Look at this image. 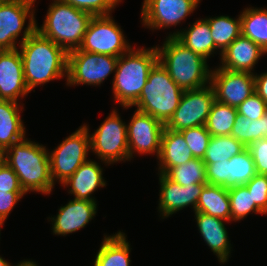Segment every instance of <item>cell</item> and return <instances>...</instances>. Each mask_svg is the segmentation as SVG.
<instances>
[{"mask_svg":"<svg viewBox=\"0 0 267 266\" xmlns=\"http://www.w3.org/2000/svg\"><path fill=\"white\" fill-rule=\"evenodd\" d=\"M162 47L156 46L159 63L183 91L210 84L211 69L207 59L191 51L175 36L166 37Z\"/></svg>","mask_w":267,"mask_h":266,"instance_id":"obj_3","label":"cell"},{"mask_svg":"<svg viewBox=\"0 0 267 266\" xmlns=\"http://www.w3.org/2000/svg\"><path fill=\"white\" fill-rule=\"evenodd\" d=\"M10 266H14V265L10 264ZM15 266H38V265L34 261L25 259L23 261H20V263H17V265H15Z\"/></svg>","mask_w":267,"mask_h":266,"instance_id":"obj_44","label":"cell"},{"mask_svg":"<svg viewBox=\"0 0 267 266\" xmlns=\"http://www.w3.org/2000/svg\"><path fill=\"white\" fill-rule=\"evenodd\" d=\"M255 77V93L267 104V72L260 75L254 73Z\"/></svg>","mask_w":267,"mask_h":266,"instance_id":"obj_42","label":"cell"},{"mask_svg":"<svg viewBox=\"0 0 267 266\" xmlns=\"http://www.w3.org/2000/svg\"><path fill=\"white\" fill-rule=\"evenodd\" d=\"M127 41L111 15H98L91 18L79 50L119 57L132 48Z\"/></svg>","mask_w":267,"mask_h":266,"instance_id":"obj_10","label":"cell"},{"mask_svg":"<svg viewBox=\"0 0 267 266\" xmlns=\"http://www.w3.org/2000/svg\"><path fill=\"white\" fill-rule=\"evenodd\" d=\"M20 103L0 100V148L7 149L24 140L26 129L21 119Z\"/></svg>","mask_w":267,"mask_h":266,"instance_id":"obj_24","label":"cell"},{"mask_svg":"<svg viewBox=\"0 0 267 266\" xmlns=\"http://www.w3.org/2000/svg\"><path fill=\"white\" fill-rule=\"evenodd\" d=\"M215 100V92L211 84L199 89L184 91L177 109L165 127L172 131H181L205 125Z\"/></svg>","mask_w":267,"mask_h":266,"instance_id":"obj_11","label":"cell"},{"mask_svg":"<svg viewBox=\"0 0 267 266\" xmlns=\"http://www.w3.org/2000/svg\"><path fill=\"white\" fill-rule=\"evenodd\" d=\"M34 2L0 0V50L17 48V39L28 19H35Z\"/></svg>","mask_w":267,"mask_h":266,"instance_id":"obj_16","label":"cell"},{"mask_svg":"<svg viewBox=\"0 0 267 266\" xmlns=\"http://www.w3.org/2000/svg\"><path fill=\"white\" fill-rule=\"evenodd\" d=\"M210 26L212 39L215 45V51L220 50V56L223 51L242 34L241 18L234 19L229 16H216L205 18Z\"/></svg>","mask_w":267,"mask_h":266,"instance_id":"obj_29","label":"cell"},{"mask_svg":"<svg viewBox=\"0 0 267 266\" xmlns=\"http://www.w3.org/2000/svg\"><path fill=\"white\" fill-rule=\"evenodd\" d=\"M27 194L26 192L0 191V227L3 226L10 212L19 200Z\"/></svg>","mask_w":267,"mask_h":266,"instance_id":"obj_41","label":"cell"},{"mask_svg":"<svg viewBox=\"0 0 267 266\" xmlns=\"http://www.w3.org/2000/svg\"><path fill=\"white\" fill-rule=\"evenodd\" d=\"M165 175L182 186L207 184L206 166L203 159L193 158L184 164L169 169Z\"/></svg>","mask_w":267,"mask_h":266,"instance_id":"obj_32","label":"cell"},{"mask_svg":"<svg viewBox=\"0 0 267 266\" xmlns=\"http://www.w3.org/2000/svg\"><path fill=\"white\" fill-rule=\"evenodd\" d=\"M242 35L267 53V9L247 7L240 13Z\"/></svg>","mask_w":267,"mask_h":266,"instance_id":"obj_28","label":"cell"},{"mask_svg":"<svg viewBox=\"0 0 267 266\" xmlns=\"http://www.w3.org/2000/svg\"><path fill=\"white\" fill-rule=\"evenodd\" d=\"M259 122L260 119L250 120L238 114L230 135L248 147L255 140L260 139Z\"/></svg>","mask_w":267,"mask_h":266,"instance_id":"obj_35","label":"cell"},{"mask_svg":"<svg viewBox=\"0 0 267 266\" xmlns=\"http://www.w3.org/2000/svg\"><path fill=\"white\" fill-rule=\"evenodd\" d=\"M36 25V19H29L18 43L29 92L38 85L67 77L68 53L52 40L43 37L36 30Z\"/></svg>","mask_w":267,"mask_h":266,"instance_id":"obj_1","label":"cell"},{"mask_svg":"<svg viewBox=\"0 0 267 266\" xmlns=\"http://www.w3.org/2000/svg\"><path fill=\"white\" fill-rule=\"evenodd\" d=\"M28 93L19 49L0 50V100L18 102Z\"/></svg>","mask_w":267,"mask_h":266,"instance_id":"obj_18","label":"cell"},{"mask_svg":"<svg viewBox=\"0 0 267 266\" xmlns=\"http://www.w3.org/2000/svg\"><path fill=\"white\" fill-rule=\"evenodd\" d=\"M160 192L158 210L164 218L177 213L183 208L192 206L196 211L199 196L206 184L182 186L170 180L165 174L159 173Z\"/></svg>","mask_w":267,"mask_h":266,"instance_id":"obj_17","label":"cell"},{"mask_svg":"<svg viewBox=\"0 0 267 266\" xmlns=\"http://www.w3.org/2000/svg\"><path fill=\"white\" fill-rule=\"evenodd\" d=\"M207 184L231 188L246 185L257 173L249 149L229 160L205 164Z\"/></svg>","mask_w":267,"mask_h":266,"instance_id":"obj_15","label":"cell"},{"mask_svg":"<svg viewBox=\"0 0 267 266\" xmlns=\"http://www.w3.org/2000/svg\"><path fill=\"white\" fill-rule=\"evenodd\" d=\"M210 84L218 102L235 108L255 93V77L249 72L216 67L211 71Z\"/></svg>","mask_w":267,"mask_h":266,"instance_id":"obj_12","label":"cell"},{"mask_svg":"<svg viewBox=\"0 0 267 266\" xmlns=\"http://www.w3.org/2000/svg\"><path fill=\"white\" fill-rule=\"evenodd\" d=\"M237 115L235 107L215 100L207 117L205 127L211 136L230 135Z\"/></svg>","mask_w":267,"mask_h":266,"instance_id":"obj_30","label":"cell"},{"mask_svg":"<svg viewBox=\"0 0 267 266\" xmlns=\"http://www.w3.org/2000/svg\"><path fill=\"white\" fill-rule=\"evenodd\" d=\"M158 62L156 47L131 48L118 57L112 81L115 102L123 108H131L145 86L150 70Z\"/></svg>","mask_w":267,"mask_h":266,"instance_id":"obj_4","label":"cell"},{"mask_svg":"<svg viewBox=\"0 0 267 266\" xmlns=\"http://www.w3.org/2000/svg\"><path fill=\"white\" fill-rule=\"evenodd\" d=\"M231 221H240L250 215L251 212L255 214L265 213L253 202V197L249 193L246 185H239L228 188Z\"/></svg>","mask_w":267,"mask_h":266,"instance_id":"obj_33","label":"cell"},{"mask_svg":"<svg viewBox=\"0 0 267 266\" xmlns=\"http://www.w3.org/2000/svg\"><path fill=\"white\" fill-rule=\"evenodd\" d=\"M237 113L250 120L260 119L267 112V104L257 93H253L237 108Z\"/></svg>","mask_w":267,"mask_h":266,"instance_id":"obj_38","label":"cell"},{"mask_svg":"<svg viewBox=\"0 0 267 266\" xmlns=\"http://www.w3.org/2000/svg\"><path fill=\"white\" fill-rule=\"evenodd\" d=\"M102 172L103 168L99 163L89 159L61 184L66 188L71 187L68 193L73 194L74 199L97 202L92 194L98 188L106 186Z\"/></svg>","mask_w":267,"mask_h":266,"instance_id":"obj_21","label":"cell"},{"mask_svg":"<svg viewBox=\"0 0 267 266\" xmlns=\"http://www.w3.org/2000/svg\"><path fill=\"white\" fill-rule=\"evenodd\" d=\"M246 147L231 135L211 136L203 161L212 164L231 159Z\"/></svg>","mask_w":267,"mask_h":266,"instance_id":"obj_31","label":"cell"},{"mask_svg":"<svg viewBox=\"0 0 267 266\" xmlns=\"http://www.w3.org/2000/svg\"><path fill=\"white\" fill-rule=\"evenodd\" d=\"M195 212L231 222L228 188L206 184L199 196Z\"/></svg>","mask_w":267,"mask_h":266,"instance_id":"obj_27","label":"cell"},{"mask_svg":"<svg viewBox=\"0 0 267 266\" xmlns=\"http://www.w3.org/2000/svg\"><path fill=\"white\" fill-rule=\"evenodd\" d=\"M165 124L149 114L139 110L134 111L131 121L127 125V140L130 160L134 152L139 154L156 153L158 158L161 137Z\"/></svg>","mask_w":267,"mask_h":266,"instance_id":"obj_13","label":"cell"},{"mask_svg":"<svg viewBox=\"0 0 267 266\" xmlns=\"http://www.w3.org/2000/svg\"><path fill=\"white\" fill-rule=\"evenodd\" d=\"M52 221L55 235H67L84 228L96 215L97 203L89 200L72 199L61 206Z\"/></svg>","mask_w":267,"mask_h":266,"instance_id":"obj_19","label":"cell"},{"mask_svg":"<svg viewBox=\"0 0 267 266\" xmlns=\"http://www.w3.org/2000/svg\"><path fill=\"white\" fill-rule=\"evenodd\" d=\"M263 54L266 52L260 46L241 34L223 51L219 67L254 74L253 68Z\"/></svg>","mask_w":267,"mask_h":266,"instance_id":"obj_20","label":"cell"},{"mask_svg":"<svg viewBox=\"0 0 267 266\" xmlns=\"http://www.w3.org/2000/svg\"><path fill=\"white\" fill-rule=\"evenodd\" d=\"M199 3L200 0H144L141 20L151 30L170 28L193 13Z\"/></svg>","mask_w":267,"mask_h":266,"instance_id":"obj_14","label":"cell"},{"mask_svg":"<svg viewBox=\"0 0 267 266\" xmlns=\"http://www.w3.org/2000/svg\"><path fill=\"white\" fill-rule=\"evenodd\" d=\"M193 158L183 135L179 131H172L165 127L158 156V173L165 174L169 169L184 164Z\"/></svg>","mask_w":267,"mask_h":266,"instance_id":"obj_23","label":"cell"},{"mask_svg":"<svg viewBox=\"0 0 267 266\" xmlns=\"http://www.w3.org/2000/svg\"><path fill=\"white\" fill-rule=\"evenodd\" d=\"M69 5L91 13L93 16L110 15L121 0H61Z\"/></svg>","mask_w":267,"mask_h":266,"instance_id":"obj_36","label":"cell"},{"mask_svg":"<svg viewBox=\"0 0 267 266\" xmlns=\"http://www.w3.org/2000/svg\"><path fill=\"white\" fill-rule=\"evenodd\" d=\"M247 148L254 161L256 173L267 175V138L255 140Z\"/></svg>","mask_w":267,"mask_h":266,"instance_id":"obj_39","label":"cell"},{"mask_svg":"<svg viewBox=\"0 0 267 266\" xmlns=\"http://www.w3.org/2000/svg\"><path fill=\"white\" fill-rule=\"evenodd\" d=\"M118 57L75 49L68 52L66 85H101L116 72Z\"/></svg>","mask_w":267,"mask_h":266,"instance_id":"obj_9","label":"cell"},{"mask_svg":"<svg viewBox=\"0 0 267 266\" xmlns=\"http://www.w3.org/2000/svg\"><path fill=\"white\" fill-rule=\"evenodd\" d=\"M179 132L183 135L193 157L203 159L211 138V134L207 131L205 125L186 128Z\"/></svg>","mask_w":267,"mask_h":266,"instance_id":"obj_34","label":"cell"},{"mask_svg":"<svg viewBox=\"0 0 267 266\" xmlns=\"http://www.w3.org/2000/svg\"><path fill=\"white\" fill-rule=\"evenodd\" d=\"M195 219L199 233L211 251L217 256L220 263H225L229 259L231 243L229 241L225 221L221 218L195 212Z\"/></svg>","mask_w":267,"mask_h":266,"instance_id":"obj_22","label":"cell"},{"mask_svg":"<svg viewBox=\"0 0 267 266\" xmlns=\"http://www.w3.org/2000/svg\"><path fill=\"white\" fill-rule=\"evenodd\" d=\"M93 266H130V248L126 234L119 231L113 235H104Z\"/></svg>","mask_w":267,"mask_h":266,"instance_id":"obj_26","label":"cell"},{"mask_svg":"<svg viewBox=\"0 0 267 266\" xmlns=\"http://www.w3.org/2000/svg\"><path fill=\"white\" fill-rule=\"evenodd\" d=\"M90 150L106 165L119 161H128L127 124L114 109L101 123L98 129L90 134Z\"/></svg>","mask_w":267,"mask_h":266,"instance_id":"obj_7","label":"cell"},{"mask_svg":"<svg viewBox=\"0 0 267 266\" xmlns=\"http://www.w3.org/2000/svg\"><path fill=\"white\" fill-rule=\"evenodd\" d=\"M260 139L267 138V112L260 118Z\"/></svg>","mask_w":267,"mask_h":266,"instance_id":"obj_43","label":"cell"},{"mask_svg":"<svg viewBox=\"0 0 267 266\" xmlns=\"http://www.w3.org/2000/svg\"><path fill=\"white\" fill-rule=\"evenodd\" d=\"M170 36H175L183 45L207 60L216 53L210 26L205 18L196 20L186 30L170 33Z\"/></svg>","mask_w":267,"mask_h":266,"instance_id":"obj_25","label":"cell"},{"mask_svg":"<svg viewBox=\"0 0 267 266\" xmlns=\"http://www.w3.org/2000/svg\"><path fill=\"white\" fill-rule=\"evenodd\" d=\"M183 92L158 61L150 70L148 80L132 106L166 124L177 109Z\"/></svg>","mask_w":267,"mask_h":266,"instance_id":"obj_6","label":"cell"},{"mask_svg":"<svg viewBox=\"0 0 267 266\" xmlns=\"http://www.w3.org/2000/svg\"><path fill=\"white\" fill-rule=\"evenodd\" d=\"M11 263L7 262L2 256H0V266H10Z\"/></svg>","mask_w":267,"mask_h":266,"instance_id":"obj_46","label":"cell"},{"mask_svg":"<svg viewBox=\"0 0 267 266\" xmlns=\"http://www.w3.org/2000/svg\"><path fill=\"white\" fill-rule=\"evenodd\" d=\"M89 127L81 125L78 130L65 138L53 151L48 152L53 183H63L89 159Z\"/></svg>","mask_w":267,"mask_h":266,"instance_id":"obj_8","label":"cell"},{"mask_svg":"<svg viewBox=\"0 0 267 266\" xmlns=\"http://www.w3.org/2000/svg\"><path fill=\"white\" fill-rule=\"evenodd\" d=\"M0 191L25 192L21 187L19 178L8 164L0 168Z\"/></svg>","mask_w":267,"mask_h":266,"instance_id":"obj_40","label":"cell"},{"mask_svg":"<svg viewBox=\"0 0 267 266\" xmlns=\"http://www.w3.org/2000/svg\"><path fill=\"white\" fill-rule=\"evenodd\" d=\"M92 17L89 12L77 9L61 0H53L44 23L40 27L36 25V30L68 53L79 49Z\"/></svg>","mask_w":267,"mask_h":266,"instance_id":"obj_5","label":"cell"},{"mask_svg":"<svg viewBox=\"0 0 267 266\" xmlns=\"http://www.w3.org/2000/svg\"><path fill=\"white\" fill-rule=\"evenodd\" d=\"M253 202L267 214V175L256 174L247 184Z\"/></svg>","mask_w":267,"mask_h":266,"instance_id":"obj_37","label":"cell"},{"mask_svg":"<svg viewBox=\"0 0 267 266\" xmlns=\"http://www.w3.org/2000/svg\"><path fill=\"white\" fill-rule=\"evenodd\" d=\"M6 164V150L0 148V168Z\"/></svg>","mask_w":267,"mask_h":266,"instance_id":"obj_45","label":"cell"},{"mask_svg":"<svg viewBox=\"0 0 267 266\" xmlns=\"http://www.w3.org/2000/svg\"><path fill=\"white\" fill-rule=\"evenodd\" d=\"M6 164L19 178L23 190L50 194L54 188L46 146L25 138L6 149Z\"/></svg>","mask_w":267,"mask_h":266,"instance_id":"obj_2","label":"cell"}]
</instances>
